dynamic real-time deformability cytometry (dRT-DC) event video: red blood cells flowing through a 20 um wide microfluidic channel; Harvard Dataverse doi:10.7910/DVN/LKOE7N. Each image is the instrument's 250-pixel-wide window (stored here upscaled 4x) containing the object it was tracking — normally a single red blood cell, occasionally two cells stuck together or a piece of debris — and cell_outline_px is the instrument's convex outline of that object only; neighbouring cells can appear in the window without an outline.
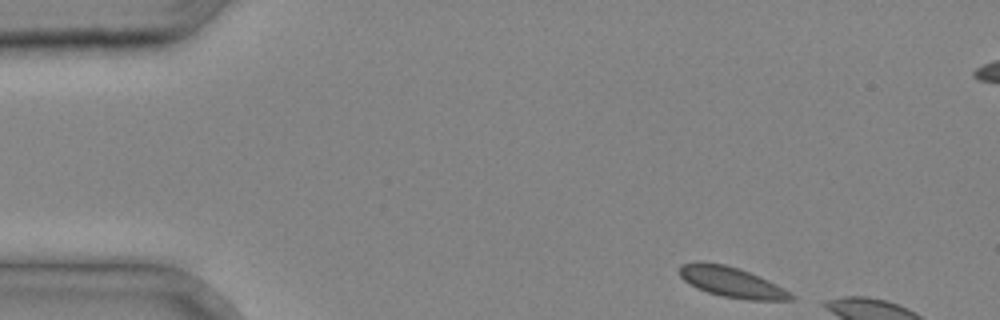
{"species": "common noctule bat (a hibernating species)", "species_latin": "Nyctalus noctula", "temperature_condition": "cold", "stored_images_in_passage": 5, "camera_frame_rate_fps": 3000, "um_per_image_px": 0.085, "animal": {"sex": "male", "body_mass_g": 20.4}, "frame": {"image": 1, "passage_image": 1, "time_ms": 0.0, "image_size_px": [1000, 320], "cell_outline_px": [[796, 296], [792, 300], [748, 300], [720, 296], [696, 288], [684, 280], [680, 276], [680, 264], [704, 260], [724, 264], [740, 268], [768, 280], [784, 288]], "centroid_in_image_um": [62.18, 23.97], "position_along_channel_um": 22.8, "area_um2": 19.94}}